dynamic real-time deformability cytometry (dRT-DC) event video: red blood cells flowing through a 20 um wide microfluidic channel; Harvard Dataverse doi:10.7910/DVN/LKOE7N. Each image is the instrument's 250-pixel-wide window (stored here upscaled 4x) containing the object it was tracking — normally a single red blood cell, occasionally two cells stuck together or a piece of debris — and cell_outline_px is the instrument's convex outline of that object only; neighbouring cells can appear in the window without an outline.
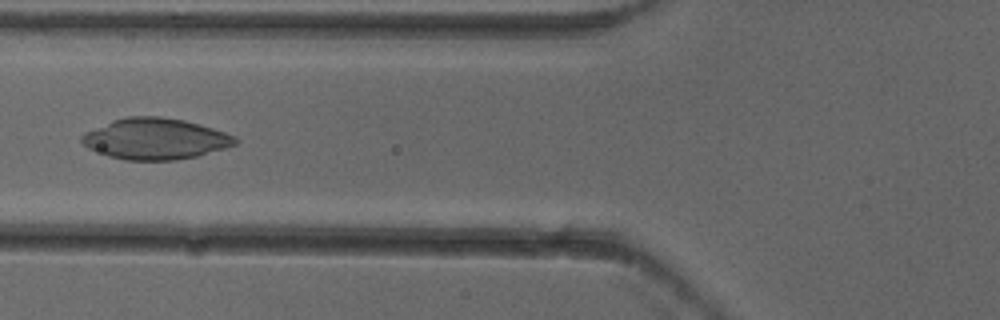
{"species": "common noctule bat (a hibernating species)", "species_latin": "Nyctalus noctula", "temperature_condition": "cold", "stored_images_in_passage": 7, "camera_frame_rate_fps": 3000, "um_per_image_px": 0.085, "animal": {"sex": "female"}, "frame": {"image": 1, "passage_image": 6, "time_ms": 1.667, "image_size_px": [1000, 320], "cell_outline_px": [[240, 140], [236, 144], [224, 148], [196, 156], [176, 160], [124, 160], [108, 156], [88, 148], [80, 140], [80, 136], [84, 132], [112, 120], [128, 116], [160, 116], [184, 120], [200, 124], [236, 136]], "centroid_in_image_um": [13.18, 11.79], "position_along_channel_um": 112.6, "area_um2": 36.82}}
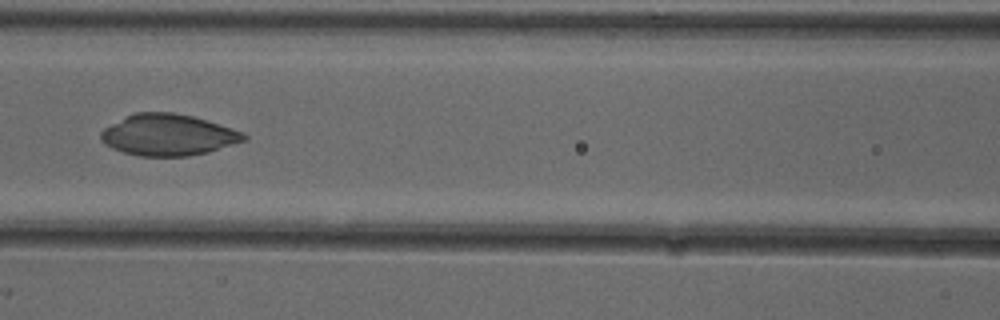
{"frame": {"image": 2, "passage_image": 7, "time_ms": 2.0, "image_size_px": [1000, 320], "cell_outline_px": [[248, 140], [208, 152], [188, 156], [140, 156], [124, 152], [112, 148], [104, 144], [100, 140], [100, 132], [104, 128], [136, 112], [172, 112], [192, 116], [244, 132], [248, 136]], "centroid_in_image_um": [14.31, 11.48], "position_along_channel_um": 152.3, "area_um2": 34.33}}